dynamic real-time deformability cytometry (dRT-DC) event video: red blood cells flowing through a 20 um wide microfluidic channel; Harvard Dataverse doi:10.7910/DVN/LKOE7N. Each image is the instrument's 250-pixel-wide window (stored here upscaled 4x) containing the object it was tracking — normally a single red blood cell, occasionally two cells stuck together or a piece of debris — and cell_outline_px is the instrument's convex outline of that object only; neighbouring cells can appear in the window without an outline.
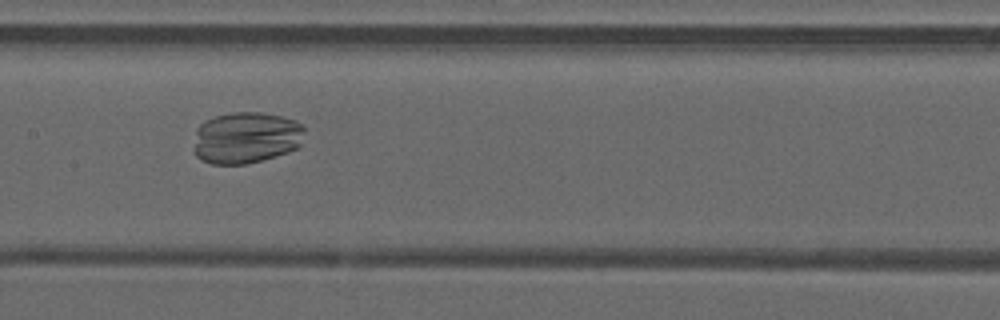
{"species": "common noctule bat (a hibernating species)", "species_latin": "Nyctalus noctula", "temperature_condition": "warm", "stored_images_in_passage": 49, "camera_frame_rate_fps": 3000, "um_per_image_px": 0.085, "animal": {"sex": "male", "forearm_length_mm": 52.5}, "frame": {"image": 1, "passage_image": 25, "time_ms": 8.0, "image_size_px": [1000, 320], "cell_outline_px": [[304, 132], [300, 144], [296, 148], [288, 152], [260, 160], [244, 164], [212, 164], [200, 160], [196, 156], [192, 148], [196, 128], [204, 120], [216, 116], [232, 112], [260, 112], [284, 116], [296, 120], [304, 124]], "centroid_in_image_um": [20.89, 11.69], "position_along_channel_um": 186.5, "area_um2": 33.81}}
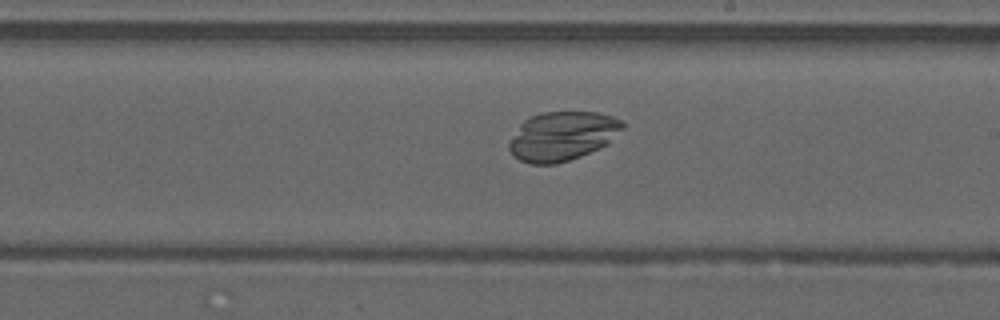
{"frame": {"image": 2, "passage_image": 29, "time_ms": 9.333, "image_size_px": [1000, 320], "cell_outline_px": [[624, 128], [608, 144], [600, 148], [580, 156], [556, 164], [532, 164], [520, 160], [512, 156], [508, 148], [508, 144], [520, 124], [528, 116], [544, 112], [600, 112], [612, 116], [620, 120], [624, 124]], "centroid_in_image_um": [47.8, 11.56], "position_along_channel_um": 241.2, "area_um2": 32.6}}
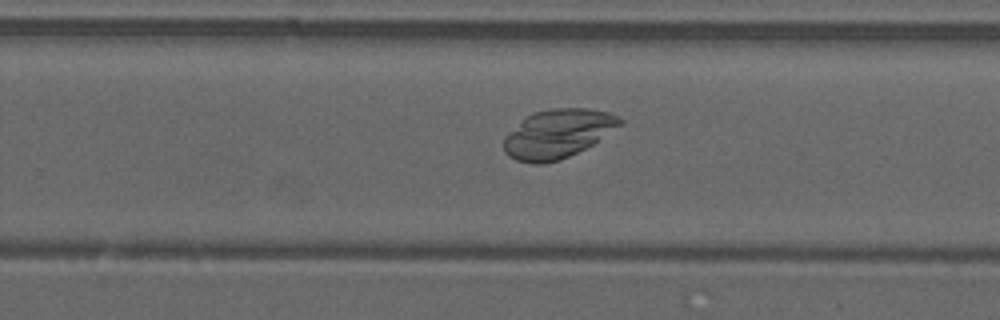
{"frame": {"image": 3, "passage_image": 32, "time_ms": 10.333, "image_size_px": [1000, 320], "cell_outline_px": [[624, 124], [592, 144], [560, 160], [544, 164], [532, 164], [516, 160], [508, 156], [504, 152], [504, 136], [508, 132], [532, 112], [552, 108], [588, 108], [608, 112], [620, 116], [624, 120]], "centroid_in_image_um": [47.42, 11.36], "position_along_channel_um": 282.4, "area_um2": 33.18}}